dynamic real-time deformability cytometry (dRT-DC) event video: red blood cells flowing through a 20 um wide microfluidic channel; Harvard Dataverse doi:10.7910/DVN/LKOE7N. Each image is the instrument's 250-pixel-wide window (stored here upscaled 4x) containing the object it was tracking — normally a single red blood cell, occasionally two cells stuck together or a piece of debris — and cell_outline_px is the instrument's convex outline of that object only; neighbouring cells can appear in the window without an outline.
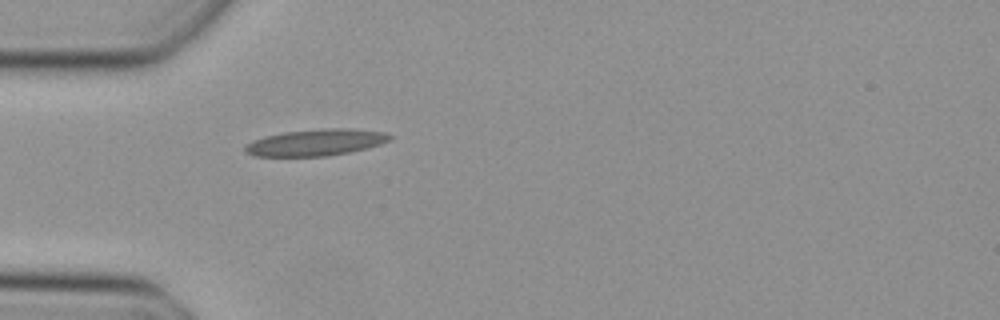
{"species": "Egyptian fruit bat (a non-hibernating species)", "species_latin": "Rousettus aegyptiacus", "temperature_condition": "cold", "stored_images_in_passage": 35, "camera_frame_rate_fps": 3000, "um_per_image_px": 0.085, "animal": {"sex": "female"}, "frame": {"image": 1, "passage_image": 1, "time_ms": 0.0, "image_size_px": [1000, 320], "cell_outline_px": [[392, 136], [388, 140], [380, 144], [348, 152], [324, 156], [252, 156], [244, 152], [244, 144], [252, 140], [264, 136], [284, 132], [320, 128], [348, 128], [384, 132]], "centroid_in_image_um": [26.75, 12.1], "position_along_channel_um": 58.2, "area_um2": 22.37}}
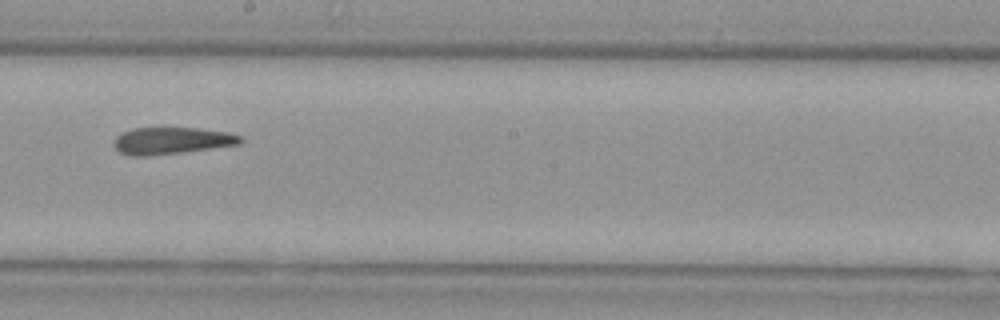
{"frame": {"image": 2, "passage_image": 14, "time_ms": 4.333, "image_size_px": [1000, 320], "cell_outline_px": [[244, 140], [240, 144], [180, 152], [148, 156], [132, 156], [120, 152], [112, 144], [116, 136], [124, 132], [136, 128], [196, 128], [228, 132], [240, 136]], "centroid_in_image_um": [14.58, 11.96], "position_along_channel_um": 233.6, "area_um2": 19.59}}
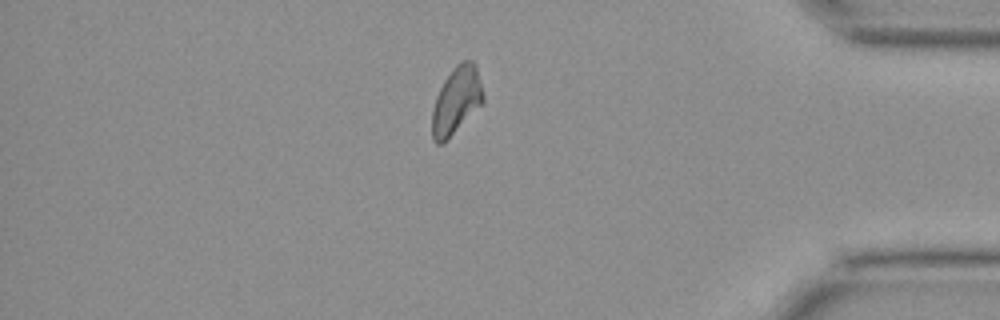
{"frame": {"image": 3, "passage_image": 28, "time_ms": 9.0, "image_size_px": [1000, 320], "cell_outline_px": [[484, 100], [440, 144], [436, 144], [432, 140], [432, 108], [436, 96], [444, 80], [452, 68], [460, 60], [472, 60], [476, 64], [484, 96]], "centroid_in_image_um": [38.77, 8.45], "position_along_channel_um": 396.4, "area_um2": 19.42}}